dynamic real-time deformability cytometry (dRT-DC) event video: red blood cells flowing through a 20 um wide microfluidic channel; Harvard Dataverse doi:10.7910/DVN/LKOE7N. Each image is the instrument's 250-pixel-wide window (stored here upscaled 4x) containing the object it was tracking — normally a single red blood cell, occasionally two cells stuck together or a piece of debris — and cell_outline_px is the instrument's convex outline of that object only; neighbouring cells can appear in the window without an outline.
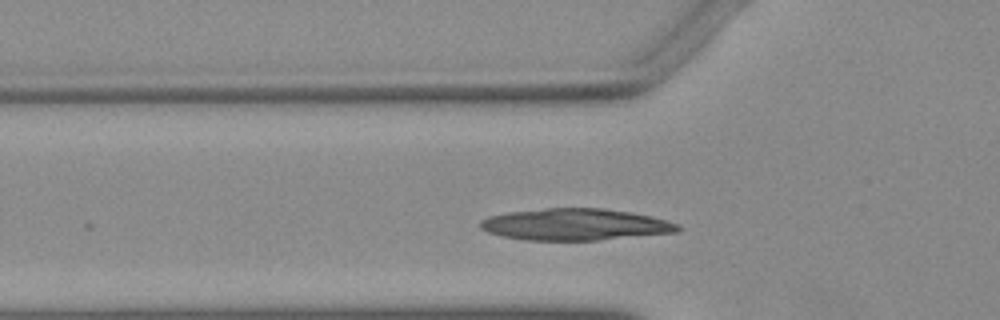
{"species": "Egyptian fruit bat (a non-hibernating species)", "species_latin": "Rousettus aegyptiacus", "temperature_condition": "warm", "stored_images_in_passage": 7, "camera_frame_rate_fps": 3000, "um_per_image_px": 0.085, "animal": {"sex": "female"}, "frame": {"image": 1, "passage_image": 2, "time_ms": 0.333, "image_size_px": [1000, 320], "cell_outline_px": [[680, 232], [600, 240], [528, 240], [500, 236], [488, 232], [480, 228], [480, 220], [488, 216], [508, 212], [544, 208], [600, 208], [632, 212], [652, 216], [668, 220], [680, 224]], "centroid_in_image_um": [48.92, 19.08], "position_along_channel_um": 76.9, "area_um2": 36.76}}
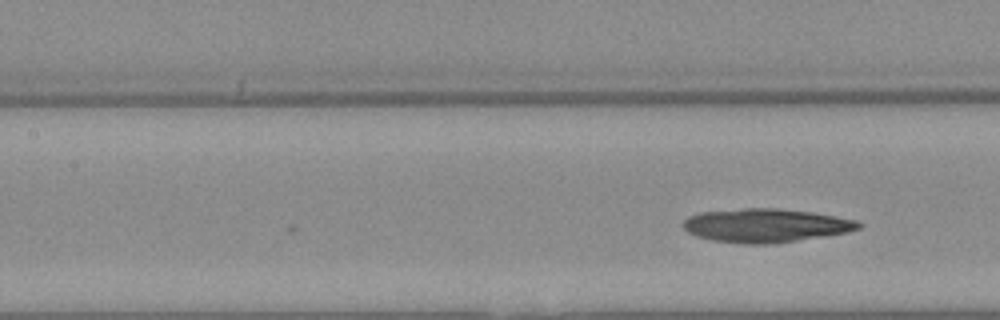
{"frame": {"image": 2, "passage_image": 7, "time_ms": 2.0, "image_size_px": [1000, 320], "cell_outline_px": [[864, 224], [860, 228], [848, 232], [772, 244], [744, 244], [712, 240], [696, 236], [688, 232], [680, 224], [688, 216], [700, 212], [744, 208], [776, 208], [812, 212], [836, 216], [856, 220]], "centroid_in_image_um": [65.06, 19.16], "position_along_channel_um": 142.3, "area_um2": 34.51}}